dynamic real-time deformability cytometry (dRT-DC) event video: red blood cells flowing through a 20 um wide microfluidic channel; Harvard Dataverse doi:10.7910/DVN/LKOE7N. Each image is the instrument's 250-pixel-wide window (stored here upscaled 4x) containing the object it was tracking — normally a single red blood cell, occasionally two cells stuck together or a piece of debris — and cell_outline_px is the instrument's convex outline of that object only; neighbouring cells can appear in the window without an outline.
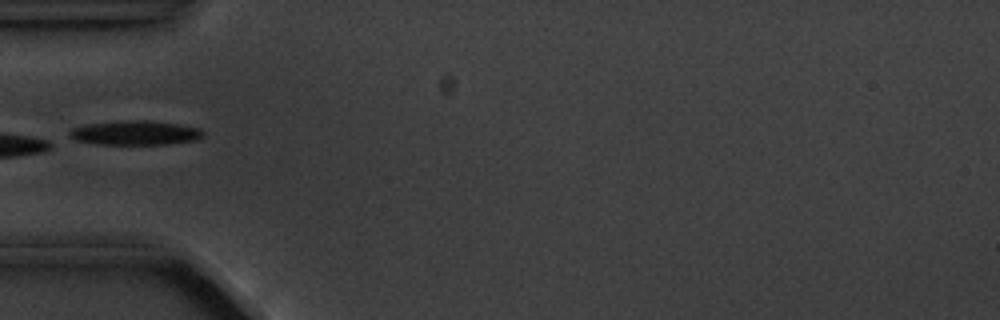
{"species": "common noctule bat (a hibernating species)", "species_latin": "Nyctalus noctula", "temperature_condition": "cold", "stored_images_in_passage": 4, "camera_frame_rate_fps": 3000, "um_per_image_px": 0.085, "animal": {"sex": "male", "body_mass_g": 20.1, "forearm_length_mm": 53.5}, "frame": {"image": 1, "passage_image": 4, "time_ms": 4.333, "image_size_px": [1000, 320], "cell_outline_px": [[204, 136], [196, 140], [168, 144], [96, 144], [76, 140], [68, 136], [68, 132], [72, 128], [84, 124], [116, 120], [152, 120], [200, 128], [204, 132]], "centroid_in_image_um": [11.46, 11.28], "position_along_channel_um": 73.5, "area_um2": 19.25}}